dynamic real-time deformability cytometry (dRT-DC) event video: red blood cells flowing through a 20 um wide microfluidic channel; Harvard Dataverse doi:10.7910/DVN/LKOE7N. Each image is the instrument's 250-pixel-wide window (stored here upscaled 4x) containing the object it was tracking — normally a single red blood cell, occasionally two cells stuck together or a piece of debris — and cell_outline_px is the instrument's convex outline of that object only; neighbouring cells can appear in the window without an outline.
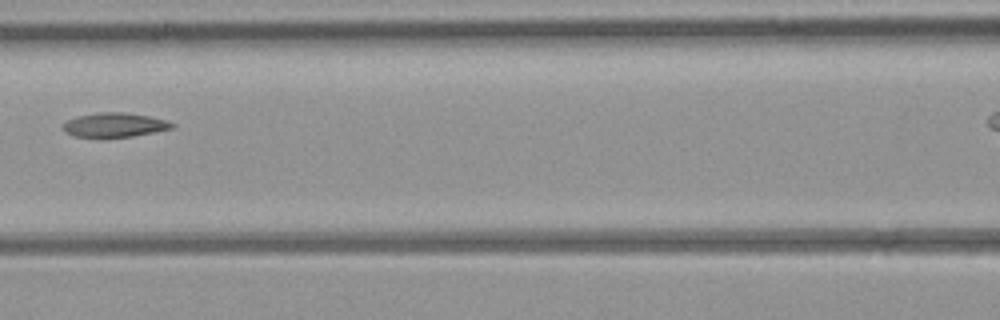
{"species": "common noctule bat (a hibernating species)", "species_latin": "Nyctalus noctula", "temperature_condition": "room temperature", "stored_images_in_passage": 8, "segment_of_instrument_passage": [1, 2], "camera_frame_rate_fps": 3000, "um_per_image_px": 0.085, "animal": {"sex": "female", "body_mass_g": 21.9}, "frame": {"image": 1, "passage_image": 6, "time_ms": 5.667, "image_size_px": [1000, 320], "cell_outline_px": [[176, 128], [156, 132], [132, 136], [100, 140], [76, 136], [64, 132], [64, 124], [68, 120], [76, 116], [96, 112], [124, 112], [148, 116], [168, 120], [176, 124]], "centroid_in_image_um": [9.76, 10.65], "position_along_channel_um": 156.8, "area_um2": 16.13}}
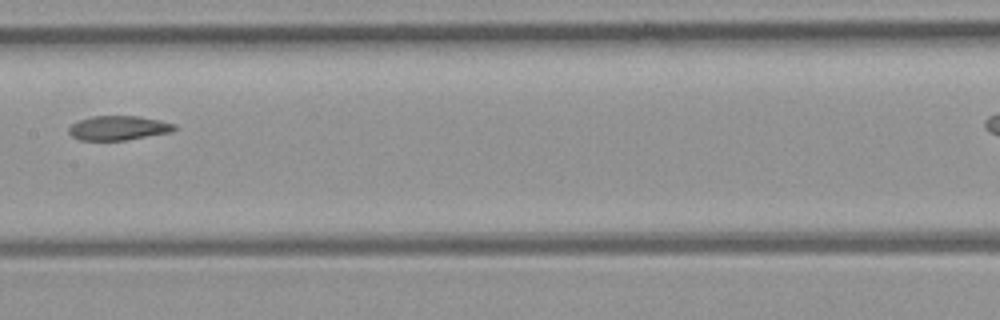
{"frame": {"image": 2, "passage_image": 7, "time_ms": 6.667, "image_size_px": [1000, 320], "cell_outline_px": [[176, 128], [172, 132], [124, 140], [80, 140], [72, 136], [68, 132], [68, 128], [72, 124], [80, 120], [92, 116], [140, 116], [160, 120], [176, 124]], "centroid_in_image_um": [10.08, 10.87], "position_along_channel_um": 197.3, "area_um2": 14.97}}